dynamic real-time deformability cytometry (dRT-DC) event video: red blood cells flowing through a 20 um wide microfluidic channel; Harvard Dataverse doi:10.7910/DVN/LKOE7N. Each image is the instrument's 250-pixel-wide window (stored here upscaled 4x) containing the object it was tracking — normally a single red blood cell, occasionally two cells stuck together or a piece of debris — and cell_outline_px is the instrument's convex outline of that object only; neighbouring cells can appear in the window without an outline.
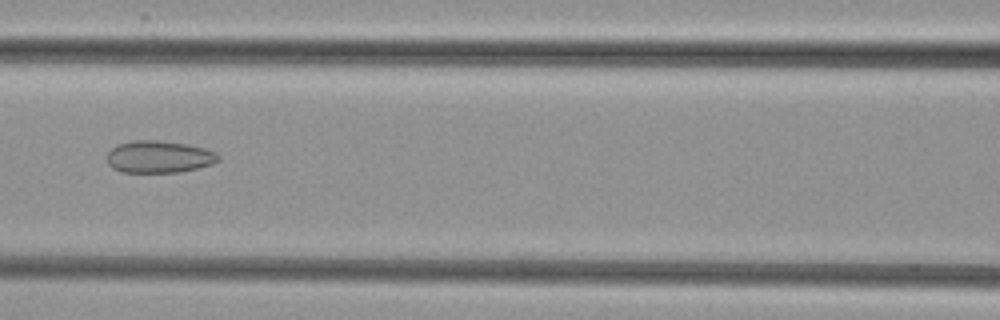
{"species": "common noctule bat (a hibernating species)", "species_latin": "Nyctalus noctula", "temperature_condition": "cold", "stored_images_in_passage": 31, "camera_frame_rate_fps": 3000, "um_per_image_px": 0.085, "animal": {"sex": "female", "body_mass_g": 29.2, "forearm_length_mm": 56.3}, "frame": {"image": 1, "passage_image": 12, "time_ms": 3.667, "image_size_px": [1000, 320], "cell_outline_px": [[220, 160], [212, 164], [180, 172], [120, 172], [112, 168], [108, 164], [108, 152], [116, 144], [132, 140], [156, 140], [188, 144], [204, 148], [216, 152], [220, 156]], "centroid_in_image_um": [13.51, 13.32], "position_along_channel_um": 153.1, "area_um2": 20.98}}
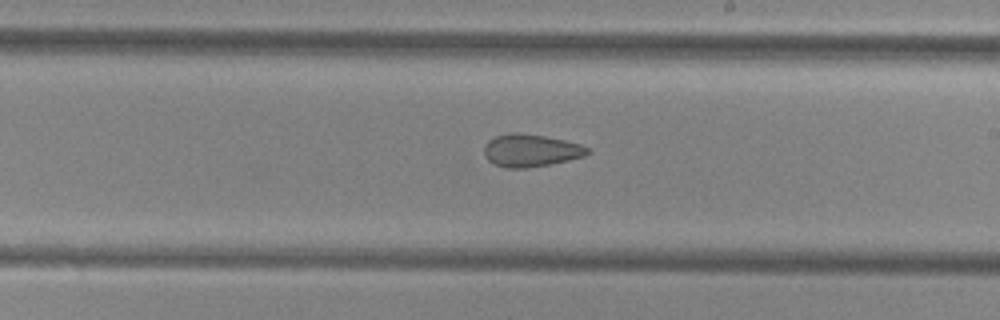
{"frame": {"image": 2, "passage_image": 19, "time_ms": 6.0, "image_size_px": [1000, 320], "cell_outline_px": [[592, 152], [584, 156], [552, 164], [528, 168], [508, 168], [496, 164], [488, 160], [484, 156], [484, 148], [488, 140], [496, 136], [508, 132], [520, 132], [544, 136], [564, 140], [580, 144], [588, 148]], "centroid_in_image_um": [45.11, 12.78], "position_along_channel_um": 243.9, "area_um2": 19.71}}
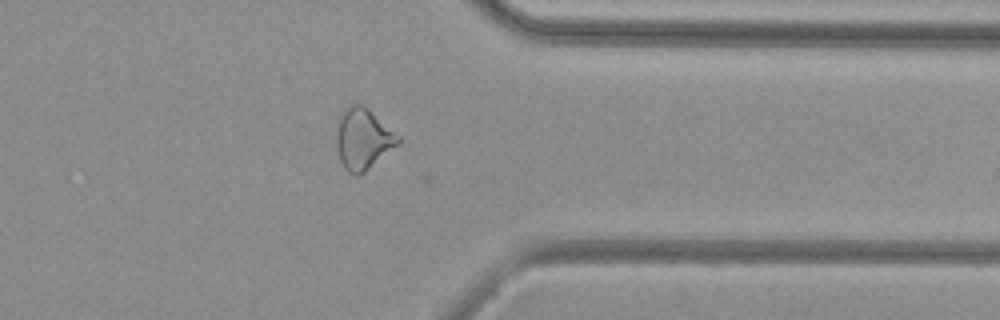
{"frame": {"image": 3, "passage_image": 30, "time_ms": 9.667, "image_size_px": [1000, 320], "cell_outline_px": [[400, 144], [364, 172], [356, 176], [352, 176], [344, 168], [340, 160], [336, 144], [336, 124], [340, 116], [348, 104], [364, 104], [400, 136]], "centroid_in_image_um": [30.85, 11.8], "position_along_channel_um": 380.5, "area_um2": 22.25}}